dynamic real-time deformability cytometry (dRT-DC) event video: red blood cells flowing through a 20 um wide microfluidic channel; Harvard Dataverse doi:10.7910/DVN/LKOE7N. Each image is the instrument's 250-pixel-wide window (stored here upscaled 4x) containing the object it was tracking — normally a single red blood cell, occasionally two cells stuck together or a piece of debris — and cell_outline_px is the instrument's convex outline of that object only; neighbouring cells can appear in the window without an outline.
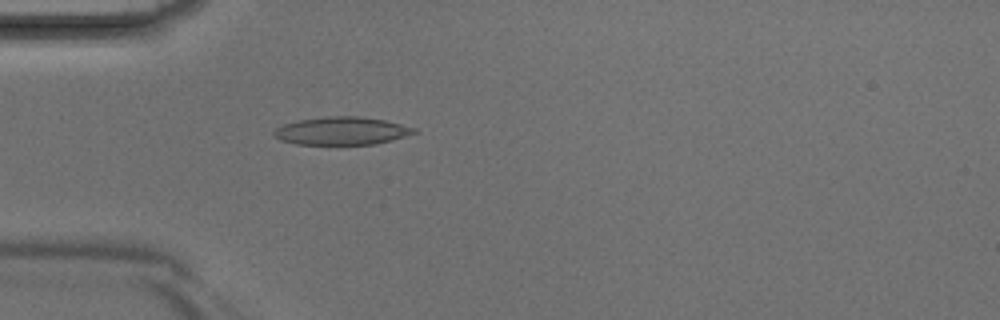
{"species": "Egyptian fruit bat (a non-hibernating species)", "species_latin": "Rousettus aegyptiacus", "temperature_condition": "room temperature", "stored_images_in_passage": 3, "camera_frame_rate_fps": 3000, "um_per_image_px": 0.085, "animal": {"sex": "male"}, "frame": {"image": 1, "passage_image": 3, "time_ms": 0.667, "image_size_px": [1000, 320], "cell_outline_px": [[416, 132], [392, 140], [376, 144], [296, 144], [280, 140], [272, 136], [272, 132], [276, 128], [284, 124], [300, 120], [328, 116], [360, 116], [384, 120], [416, 128]], "centroid_in_image_um": [29.01, 11.12], "position_along_channel_um": 56.0, "area_um2": 22.66}}